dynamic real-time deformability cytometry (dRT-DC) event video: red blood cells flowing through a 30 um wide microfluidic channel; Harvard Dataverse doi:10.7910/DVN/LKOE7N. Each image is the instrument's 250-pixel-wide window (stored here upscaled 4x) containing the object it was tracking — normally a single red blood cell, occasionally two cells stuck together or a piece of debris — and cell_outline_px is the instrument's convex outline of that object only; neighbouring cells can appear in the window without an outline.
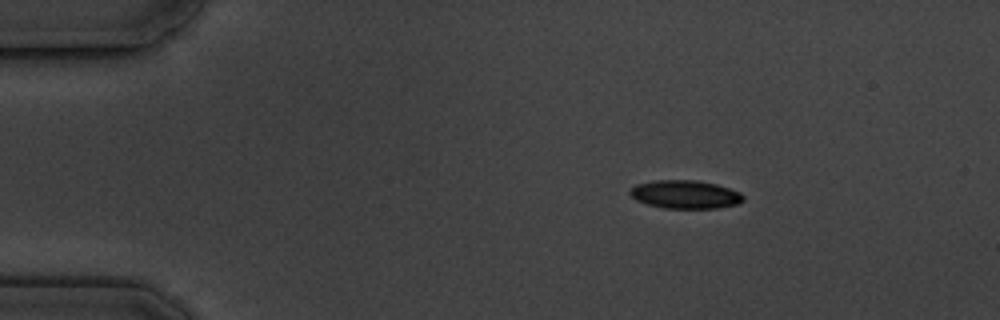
{"species": "common noctule bat (a hibernating species)", "species_latin": "Nyctalus noctula", "temperature_condition": "cold", "stored_images_in_passage": 4, "camera_frame_rate_fps": 3000, "um_per_image_px": 0.085, "animal": {"sex": "male", "body_mass_g": 19.5, "forearm_length_mm": 54.6}, "frame": {"image": 1, "passage_image": 2, "time_ms": 2.0, "image_size_px": [1000, 320], "cell_outline_px": [[744, 200], [736, 204], [716, 208], [664, 208], [648, 204], [636, 200], [628, 192], [636, 184], [656, 180], [696, 180], [716, 184], [740, 192], [744, 196]], "centroid_in_image_um": [58.24, 16.52], "position_along_channel_um": 26.8, "area_um2": 18.55}}